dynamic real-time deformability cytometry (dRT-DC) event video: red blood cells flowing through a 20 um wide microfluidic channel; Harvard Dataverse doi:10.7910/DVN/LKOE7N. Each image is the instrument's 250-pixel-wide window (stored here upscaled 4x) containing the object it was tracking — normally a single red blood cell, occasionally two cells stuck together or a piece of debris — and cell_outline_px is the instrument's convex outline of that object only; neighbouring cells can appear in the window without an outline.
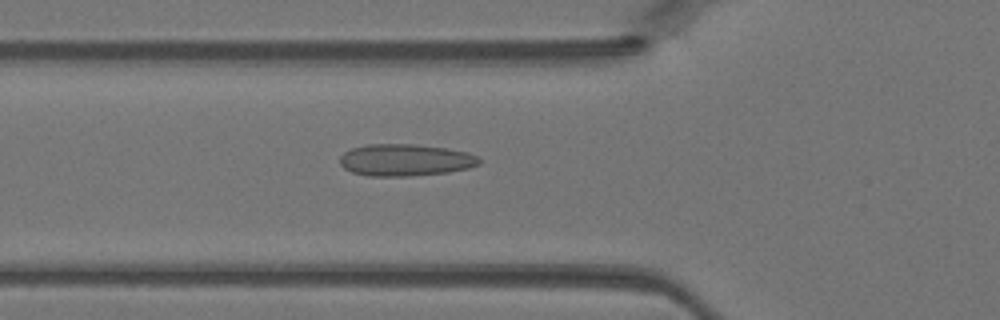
{"species": "Egyptian fruit bat (a non-hibernating species)", "species_latin": "Rousettus aegyptiacus", "temperature_condition": "warm", "stored_images_in_passage": 44, "camera_frame_rate_fps": 3000, "um_per_image_px": 0.085, "animal": {"sex": "female"}, "frame": {"image": 1, "passage_image": 15, "time_ms": 4.667, "image_size_px": [1000, 320], "cell_outline_px": [[480, 164], [468, 168], [448, 172], [412, 176], [368, 176], [352, 172], [344, 168], [340, 164], [340, 156], [344, 152], [352, 148], [368, 144], [412, 144], [444, 148], [468, 152], [476, 156], [480, 160]], "centroid_in_image_um": [34.43, 13.61], "position_along_channel_um": 91.4, "area_um2": 25.89}}
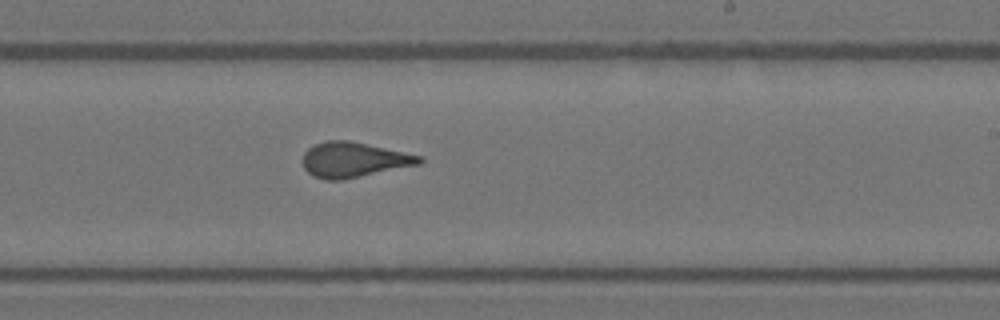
{"frame": {"image": 2, "passage_image": 26, "time_ms": 8.333, "image_size_px": [1000, 320], "cell_outline_px": [[424, 160], [420, 164], [340, 180], [328, 180], [316, 176], [308, 172], [304, 168], [304, 152], [308, 148], [316, 144], [328, 140], [348, 140], [424, 156]], "centroid_in_image_um": [30.1, 13.57], "position_along_channel_um": 258.9, "area_um2": 23.52}}
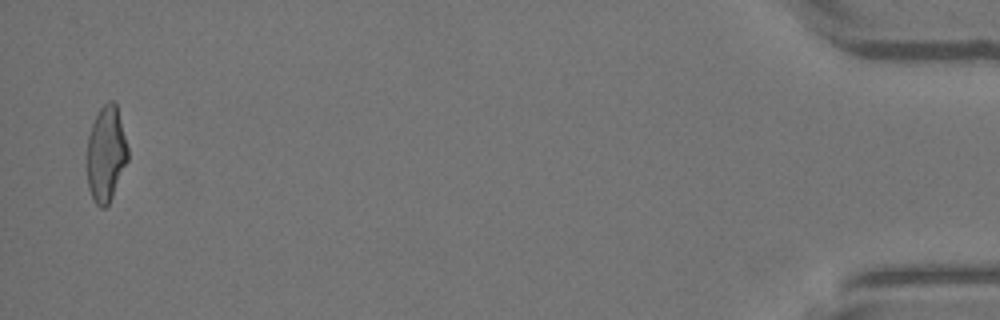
{"frame": {"image": 3, "passage_image": 43, "time_ms": 14.0, "image_size_px": [1000, 320], "cell_outline_px": [[128, 160], [112, 196], [108, 204], [104, 208], [100, 208], [96, 204], [88, 188], [88, 136], [92, 124], [100, 108], [108, 100], [112, 100], [116, 104], [128, 148]], "centroid_in_image_um": [9.02, 13.08], "position_along_channel_um": 426.2, "area_um2": 22.37}}